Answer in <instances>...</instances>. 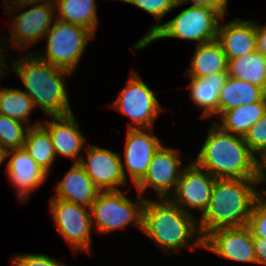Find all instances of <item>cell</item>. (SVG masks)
<instances>
[{
    "instance_id": "8d00e7d4",
    "label": "cell",
    "mask_w": 266,
    "mask_h": 266,
    "mask_svg": "<svg viewBox=\"0 0 266 266\" xmlns=\"http://www.w3.org/2000/svg\"><path fill=\"white\" fill-rule=\"evenodd\" d=\"M45 0H18V1H15V3H12V5L13 4H15L17 7H15L16 9H18V8H25V5H31V4H36V3H38V4H40L41 2H43V3H47V2H50V0H46L45 2H44ZM17 2V3H16ZM19 5H20V7H19Z\"/></svg>"
},
{
    "instance_id": "52a82bcc",
    "label": "cell",
    "mask_w": 266,
    "mask_h": 266,
    "mask_svg": "<svg viewBox=\"0 0 266 266\" xmlns=\"http://www.w3.org/2000/svg\"><path fill=\"white\" fill-rule=\"evenodd\" d=\"M145 200L130 201L122 191H100L90 207L100 232L124 228L130 222L142 230Z\"/></svg>"
},
{
    "instance_id": "e575fe53",
    "label": "cell",
    "mask_w": 266,
    "mask_h": 266,
    "mask_svg": "<svg viewBox=\"0 0 266 266\" xmlns=\"http://www.w3.org/2000/svg\"><path fill=\"white\" fill-rule=\"evenodd\" d=\"M257 51L266 56V27L256 24Z\"/></svg>"
},
{
    "instance_id": "7c38bea8",
    "label": "cell",
    "mask_w": 266,
    "mask_h": 266,
    "mask_svg": "<svg viewBox=\"0 0 266 266\" xmlns=\"http://www.w3.org/2000/svg\"><path fill=\"white\" fill-rule=\"evenodd\" d=\"M205 172H201V168L194 162L185 167L175 188L173 198L177 199L171 198V201L183 210L186 205L198 208L204 214L209 206L215 181L210 173Z\"/></svg>"
},
{
    "instance_id": "cb8c5ba5",
    "label": "cell",
    "mask_w": 266,
    "mask_h": 266,
    "mask_svg": "<svg viewBox=\"0 0 266 266\" xmlns=\"http://www.w3.org/2000/svg\"><path fill=\"white\" fill-rule=\"evenodd\" d=\"M228 60L221 44L214 40L205 44H197L193 56L189 76L204 77L227 71Z\"/></svg>"
},
{
    "instance_id": "2e32d148",
    "label": "cell",
    "mask_w": 266,
    "mask_h": 266,
    "mask_svg": "<svg viewBox=\"0 0 266 266\" xmlns=\"http://www.w3.org/2000/svg\"><path fill=\"white\" fill-rule=\"evenodd\" d=\"M50 117L53 121H46V127L42 126L49 132L56 155L60 153L74 159L75 163H80L82 158L78 155L85 139L77 129L73 113Z\"/></svg>"
},
{
    "instance_id": "4dcf8cb0",
    "label": "cell",
    "mask_w": 266,
    "mask_h": 266,
    "mask_svg": "<svg viewBox=\"0 0 266 266\" xmlns=\"http://www.w3.org/2000/svg\"><path fill=\"white\" fill-rule=\"evenodd\" d=\"M244 140L253 154L266 149V114L249 129Z\"/></svg>"
},
{
    "instance_id": "ba28073f",
    "label": "cell",
    "mask_w": 266,
    "mask_h": 266,
    "mask_svg": "<svg viewBox=\"0 0 266 266\" xmlns=\"http://www.w3.org/2000/svg\"><path fill=\"white\" fill-rule=\"evenodd\" d=\"M50 206L56 226L65 240L75 249L88 251L93 223L91 212L83 205L57 198L51 199Z\"/></svg>"
},
{
    "instance_id": "e0dca14e",
    "label": "cell",
    "mask_w": 266,
    "mask_h": 266,
    "mask_svg": "<svg viewBox=\"0 0 266 266\" xmlns=\"http://www.w3.org/2000/svg\"><path fill=\"white\" fill-rule=\"evenodd\" d=\"M12 156L7 164L11 182L19 189V196L26 197L32 190L46 180L47 172L29 155L24 148L8 150L7 157Z\"/></svg>"
},
{
    "instance_id": "7a4b0ae2",
    "label": "cell",
    "mask_w": 266,
    "mask_h": 266,
    "mask_svg": "<svg viewBox=\"0 0 266 266\" xmlns=\"http://www.w3.org/2000/svg\"><path fill=\"white\" fill-rule=\"evenodd\" d=\"M216 125V126H215ZM194 163L215 179H256V160L244 137L223 131L215 124Z\"/></svg>"
},
{
    "instance_id": "9a60e30c",
    "label": "cell",
    "mask_w": 266,
    "mask_h": 266,
    "mask_svg": "<svg viewBox=\"0 0 266 266\" xmlns=\"http://www.w3.org/2000/svg\"><path fill=\"white\" fill-rule=\"evenodd\" d=\"M53 1L34 6L15 18L13 31V41L16 46L35 44L39 39L45 37L51 28L54 14Z\"/></svg>"
},
{
    "instance_id": "7402d4cb",
    "label": "cell",
    "mask_w": 266,
    "mask_h": 266,
    "mask_svg": "<svg viewBox=\"0 0 266 266\" xmlns=\"http://www.w3.org/2000/svg\"><path fill=\"white\" fill-rule=\"evenodd\" d=\"M266 92L241 79L228 76L219 95V114L241 105L261 101Z\"/></svg>"
},
{
    "instance_id": "d6986e66",
    "label": "cell",
    "mask_w": 266,
    "mask_h": 266,
    "mask_svg": "<svg viewBox=\"0 0 266 266\" xmlns=\"http://www.w3.org/2000/svg\"><path fill=\"white\" fill-rule=\"evenodd\" d=\"M53 198L83 205L90 209L100 190L93 184L80 163H75L56 186Z\"/></svg>"
},
{
    "instance_id": "4fadbf2b",
    "label": "cell",
    "mask_w": 266,
    "mask_h": 266,
    "mask_svg": "<svg viewBox=\"0 0 266 266\" xmlns=\"http://www.w3.org/2000/svg\"><path fill=\"white\" fill-rule=\"evenodd\" d=\"M178 152L162 145L155 151L144 178L136 185L140 194L151 186L159 194V199H164L172 187L176 188L182 173Z\"/></svg>"
},
{
    "instance_id": "6da1fadb",
    "label": "cell",
    "mask_w": 266,
    "mask_h": 266,
    "mask_svg": "<svg viewBox=\"0 0 266 266\" xmlns=\"http://www.w3.org/2000/svg\"><path fill=\"white\" fill-rule=\"evenodd\" d=\"M251 184L258 182L256 179H215L209 206L197 227L201 235L195 241L196 246L203 248V238L215 229L248 225L253 206L262 195Z\"/></svg>"
},
{
    "instance_id": "277c9868",
    "label": "cell",
    "mask_w": 266,
    "mask_h": 266,
    "mask_svg": "<svg viewBox=\"0 0 266 266\" xmlns=\"http://www.w3.org/2000/svg\"><path fill=\"white\" fill-rule=\"evenodd\" d=\"M161 202L145 200L142 231L163 249H180L195 235L196 220L171 199Z\"/></svg>"
},
{
    "instance_id": "5b68a950",
    "label": "cell",
    "mask_w": 266,
    "mask_h": 266,
    "mask_svg": "<svg viewBox=\"0 0 266 266\" xmlns=\"http://www.w3.org/2000/svg\"><path fill=\"white\" fill-rule=\"evenodd\" d=\"M219 18L222 16L206 7H192L183 10L165 24L152 27L135 45L136 49L144 48L160 38H182L205 44L217 40Z\"/></svg>"
},
{
    "instance_id": "74e56055",
    "label": "cell",
    "mask_w": 266,
    "mask_h": 266,
    "mask_svg": "<svg viewBox=\"0 0 266 266\" xmlns=\"http://www.w3.org/2000/svg\"><path fill=\"white\" fill-rule=\"evenodd\" d=\"M8 150L0 145V164L7 158Z\"/></svg>"
},
{
    "instance_id": "484cf974",
    "label": "cell",
    "mask_w": 266,
    "mask_h": 266,
    "mask_svg": "<svg viewBox=\"0 0 266 266\" xmlns=\"http://www.w3.org/2000/svg\"><path fill=\"white\" fill-rule=\"evenodd\" d=\"M57 2L60 17L56 19L87 28L93 34L97 27L95 0H53Z\"/></svg>"
},
{
    "instance_id": "603a6c76",
    "label": "cell",
    "mask_w": 266,
    "mask_h": 266,
    "mask_svg": "<svg viewBox=\"0 0 266 266\" xmlns=\"http://www.w3.org/2000/svg\"><path fill=\"white\" fill-rule=\"evenodd\" d=\"M228 75L262 88L266 92V56L257 50L228 59Z\"/></svg>"
},
{
    "instance_id": "ffe728a7",
    "label": "cell",
    "mask_w": 266,
    "mask_h": 266,
    "mask_svg": "<svg viewBox=\"0 0 266 266\" xmlns=\"http://www.w3.org/2000/svg\"><path fill=\"white\" fill-rule=\"evenodd\" d=\"M228 76V72L204 77L190 76V97L196 105L204 108V117L219 114V95Z\"/></svg>"
},
{
    "instance_id": "d4e9b609",
    "label": "cell",
    "mask_w": 266,
    "mask_h": 266,
    "mask_svg": "<svg viewBox=\"0 0 266 266\" xmlns=\"http://www.w3.org/2000/svg\"><path fill=\"white\" fill-rule=\"evenodd\" d=\"M26 130L23 148L48 173L50 165H52L56 157L49 132L42 126L40 121L29 128L27 126Z\"/></svg>"
},
{
    "instance_id": "ac0fdd59",
    "label": "cell",
    "mask_w": 266,
    "mask_h": 266,
    "mask_svg": "<svg viewBox=\"0 0 266 266\" xmlns=\"http://www.w3.org/2000/svg\"><path fill=\"white\" fill-rule=\"evenodd\" d=\"M217 41L227 60L250 54L257 50L256 25L240 19L219 25Z\"/></svg>"
},
{
    "instance_id": "9c48e42d",
    "label": "cell",
    "mask_w": 266,
    "mask_h": 266,
    "mask_svg": "<svg viewBox=\"0 0 266 266\" xmlns=\"http://www.w3.org/2000/svg\"><path fill=\"white\" fill-rule=\"evenodd\" d=\"M134 74L113 106L129 116L134 123L152 132L154 120L162 109L153 91Z\"/></svg>"
},
{
    "instance_id": "d590c367",
    "label": "cell",
    "mask_w": 266,
    "mask_h": 266,
    "mask_svg": "<svg viewBox=\"0 0 266 266\" xmlns=\"http://www.w3.org/2000/svg\"><path fill=\"white\" fill-rule=\"evenodd\" d=\"M261 160H256V181L258 184L262 181H266V174H264L263 169L266 168V149L261 153Z\"/></svg>"
},
{
    "instance_id": "f546056e",
    "label": "cell",
    "mask_w": 266,
    "mask_h": 266,
    "mask_svg": "<svg viewBox=\"0 0 266 266\" xmlns=\"http://www.w3.org/2000/svg\"><path fill=\"white\" fill-rule=\"evenodd\" d=\"M124 2L133 4L147 11L153 15L158 22L171 9L178 6L177 0H125Z\"/></svg>"
},
{
    "instance_id": "30bf717a",
    "label": "cell",
    "mask_w": 266,
    "mask_h": 266,
    "mask_svg": "<svg viewBox=\"0 0 266 266\" xmlns=\"http://www.w3.org/2000/svg\"><path fill=\"white\" fill-rule=\"evenodd\" d=\"M203 248L227 259L256 263L252 232L248 226L215 229L203 238Z\"/></svg>"
},
{
    "instance_id": "5bb4252c",
    "label": "cell",
    "mask_w": 266,
    "mask_h": 266,
    "mask_svg": "<svg viewBox=\"0 0 266 266\" xmlns=\"http://www.w3.org/2000/svg\"><path fill=\"white\" fill-rule=\"evenodd\" d=\"M161 146L156 136H151L129 124L125 144V163L135 186L144 178L155 151Z\"/></svg>"
},
{
    "instance_id": "836d02e7",
    "label": "cell",
    "mask_w": 266,
    "mask_h": 266,
    "mask_svg": "<svg viewBox=\"0 0 266 266\" xmlns=\"http://www.w3.org/2000/svg\"><path fill=\"white\" fill-rule=\"evenodd\" d=\"M253 245L256 254V263L266 265V239L253 237Z\"/></svg>"
},
{
    "instance_id": "f35d334b",
    "label": "cell",
    "mask_w": 266,
    "mask_h": 266,
    "mask_svg": "<svg viewBox=\"0 0 266 266\" xmlns=\"http://www.w3.org/2000/svg\"><path fill=\"white\" fill-rule=\"evenodd\" d=\"M0 53H1V54H0V69H1V68L3 67V66L1 65V63H2L1 61H3V59H2V56H3V55H2V51H0ZM0 72H1V71H0Z\"/></svg>"
},
{
    "instance_id": "8fae6325",
    "label": "cell",
    "mask_w": 266,
    "mask_h": 266,
    "mask_svg": "<svg viewBox=\"0 0 266 266\" xmlns=\"http://www.w3.org/2000/svg\"><path fill=\"white\" fill-rule=\"evenodd\" d=\"M87 155V162L82 158L80 164L100 191H115L119 190L117 185H126V173L118 154L90 146Z\"/></svg>"
},
{
    "instance_id": "4316f807",
    "label": "cell",
    "mask_w": 266,
    "mask_h": 266,
    "mask_svg": "<svg viewBox=\"0 0 266 266\" xmlns=\"http://www.w3.org/2000/svg\"><path fill=\"white\" fill-rule=\"evenodd\" d=\"M35 107L34 102L18 89H0V114L28 123V114Z\"/></svg>"
},
{
    "instance_id": "1f68e13d",
    "label": "cell",
    "mask_w": 266,
    "mask_h": 266,
    "mask_svg": "<svg viewBox=\"0 0 266 266\" xmlns=\"http://www.w3.org/2000/svg\"><path fill=\"white\" fill-rule=\"evenodd\" d=\"M13 261V266H64L44 254L17 256Z\"/></svg>"
},
{
    "instance_id": "83f0119b",
    "label": "cell",
    "mask_w": 266,
    "mask_h": 266,
    "mask_svg": "<svg viewBox=\"0 0 266 266\" xmlns=\"http://www.w3.org/2000/svg\"><path fill=\"white\" fill-rule=\"evenodd\" d=\"M26 134L21 121L0 114V145L7 150L23 148Z\"/></svg>"
},
{
    "instance_id": "f1b7e54d",
    "label": "cell",
    "mask_w": 266,
    "mask_h": 266,
    "mask_svg": "<svg viewBox=\"0 0 266 266\" xmlns=\"http://www.w3.org/2000/svg\"><path fill=\"white\" fill-rule=\"evenodd\" d=\"M252 237L266 239V199L262 195L255 202L247 225Z\"/></svg>"
},
{
    "instance_id": "44dd1931",
    "label": "cell",
    "mask_w": 266,
    "mask_h": 266,
    "mask_svg": "<svg viewBox=\"0 0 266 266\" xmlns=\"http://www.w3.org/2000/svg\"><path fill=\"white\" fill-rule=\"evenodd\" d=\"M266 114V96L259 102L232 108L222 113L219 127L228 133L244 137L249 129Z\"/></svg>"
},
{
    "instance_id": "8992f818",
    "label": "cell",
    "mask_w": 266,
    "mask_h": 266,
    "mask_svg": "<svg viewBox=\"0 0 266 266\" xmlns=\"http://www.w3.org/2000/svg\"><path fill=\"white\" fill-rule=\"evenodd\" d=\"M47 31L46 57L38 56L51 65L72 73L78 64L89 38L93 34L85 27L56 19Z\"/></svg>"
},
{
    "instance_id": "3957f363",
    "label": "cell",
    "mask_w": 266,
    "mask_h": 266,
    "mask_svg": "<svg viewBox=\"0 0 266 266\" xmlns=\"http://www.w3.org/2000/svg\"><path fill=\"white\" fill-rule=\"evenodd\" d=\"M24 62L15 61L14 70L20 76L27 89L25 92L35 106L41 107L49 116L67 115L72 113L69 106L63 76L71 72L55 67L31 53ZM63 75V76H62Z\"/></svg>"
},
{
    "instance_id": "d6a6232c",
    "label": "cell",
    "mask_w": 266,
    "mask_h": 266,
    "mask_svg": "<svg viewBox=\"0 0 266 266\" xmlns=\"http://www.w3.org/2000/svg\"><path fill=\"white\" fill-rule=\"evenodd\" d=\"M189 0H177V5H181ZM193 1L192 7H206L218 12L222 17H224L225 10L227 7L228 0H190Z\"/></svg>"
}]
</instances>
